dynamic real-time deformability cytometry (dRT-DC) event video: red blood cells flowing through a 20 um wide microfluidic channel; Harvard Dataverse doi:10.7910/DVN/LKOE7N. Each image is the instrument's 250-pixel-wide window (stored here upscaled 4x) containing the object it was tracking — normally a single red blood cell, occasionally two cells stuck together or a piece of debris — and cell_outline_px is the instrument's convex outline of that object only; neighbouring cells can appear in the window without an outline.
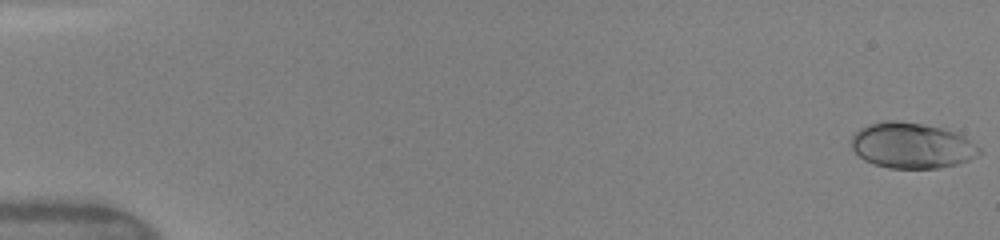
{"species": "human", "species_latin": "Homo sapiens", "temperature_condition": "warm", "stored_images_in_passage": 49, "camera_frame_rate_fps": 3000, "um_per_image_px": 0.085, "donor": {"sex": "female"}, "frame": {"image": 1, "passage_image": 1, "time_ms": 0.0, "image_size_px": [1000, 240], "cell_outline_px": [[984, 152], [968, 160], [956, 164], [940, 168], [888, 168], [872, 164], [864, 160], [852, 148], [852, 136], [860, 128], [868, 124], [884, 120], [896, 120], [920, 124], [940, 128], [956, 132], [964, 136], [980, 148]], "centroid_in_image_um": [77.5, 12.37], "position_along_channel_um": 7.5, "area_um2": 33.99}}
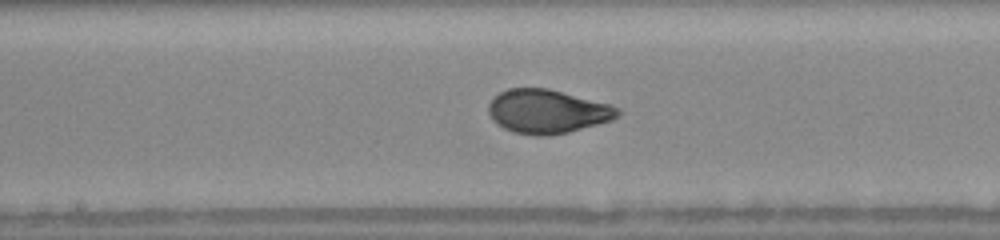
{"frame": {"image": 2, "passage_image": 27, "time_ms": 8.667, "image_size_px": [1000, 240], "cell_outline_px": [[620, 116], [612, 120], [568, 132], [548, 136], [540, 136], [512, 132], [496, 124], [492, 120], [488, 112], [488, 104], [492, 96], [508, 88], [548, 88], [612, 104], [620, 108]], "centroid_in_image_um": [46.52, 9.46], "position_along_channel_um": 201.7, "area_um2": 33.41}}
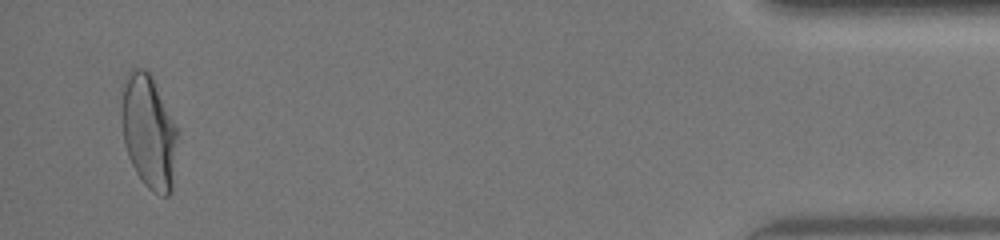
{"frame": {"image": 3, "passage_image": 48, "time_ms": 15.667, "image_size_px": [1000, 240], "cell_outline_px": [[176, 136], [172, 192], [168, 196], [160, 196], [152, 192], [144, 184], [136, 172], [128, 156], [124, 144], [120, 112], [124, 80], [128, 68], [144, 68], [152, 76], [176, 128]], "centroid_in_image_um": [12.59, 11.19], "position_along_channel_um": 422.6, "area_um2": 36.93}, "authors_computed_cell_mechanics": {"area_um2": 32.8304, "velocity_mm_per_s": 4.1496, "shape_relaxation_time_tau1_ms": 4.0044, "shape_relaxation_time_tau2_ms": null, "deformation_change_tau1": 0.1952, "deformation_change_tau2": null}}